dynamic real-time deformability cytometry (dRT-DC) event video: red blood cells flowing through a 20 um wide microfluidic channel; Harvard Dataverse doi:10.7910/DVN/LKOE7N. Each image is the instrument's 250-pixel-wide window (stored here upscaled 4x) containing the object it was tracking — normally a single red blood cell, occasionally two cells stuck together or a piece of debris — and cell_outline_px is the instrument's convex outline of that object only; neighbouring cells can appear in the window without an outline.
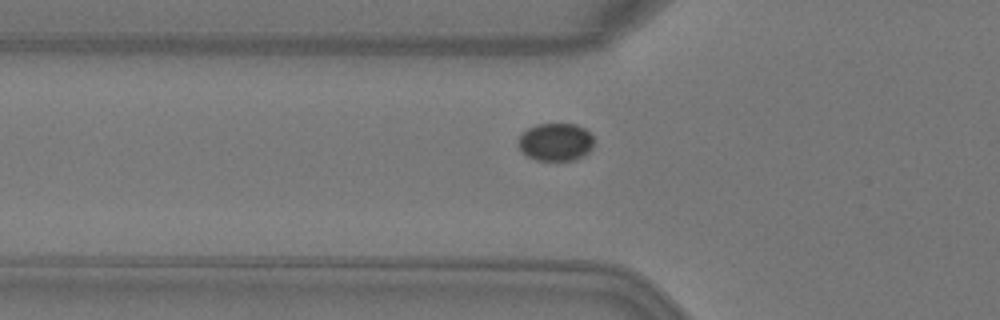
{"species": "Egyptian fruit bat (a non-hibernating species)", "species_latin": "Rousettus aegyptiacus", "temperature_condition": "warm", "stored_images_in_passage": 4, "camera_frame_rate_fps": 3000, "um_per_image_px": 0.085, "animal": {"sex": "female"}, "frame": {"image": 1, "passage_image": 4, "time_ms": 1.0, "image_size_px": [1000, 320], "cell_outline_px": [[592, 148], [588, 152], [576, 160], [536, 160], [528, 156], [516, 144], [516, 140], [528, 128], [536, 124], [576, 124], [584, 128], [592, 136]], "centroid_in_image_um": [47.21, 12.07], "position_along_channel_um": 78.6, "area_um2": 16.59}}